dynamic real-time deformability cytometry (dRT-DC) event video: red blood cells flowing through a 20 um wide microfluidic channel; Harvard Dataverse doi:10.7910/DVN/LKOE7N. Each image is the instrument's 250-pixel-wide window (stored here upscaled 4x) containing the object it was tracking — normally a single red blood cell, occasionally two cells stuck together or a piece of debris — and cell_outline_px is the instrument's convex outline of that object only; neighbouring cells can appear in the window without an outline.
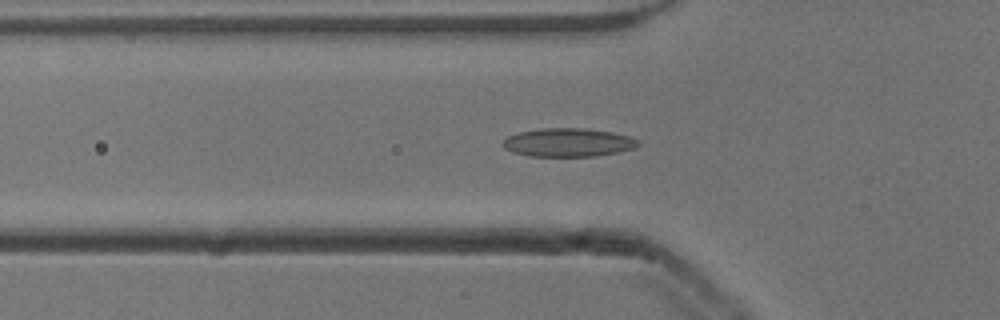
{"species": "common noctule bat (a hibernating species)", "species_latin": "Nyctalus noctula", "temperature_condition": "cold", "stored_images_in_passage": 24, "camera_frame_rate_fps": 3000, "um_per_image_px": 0.085, "animal": {"sex": "male", "body_mass_g": 13.3}, "frame": {"image": 1, "passage_image": 3, "time_ms": 0.667, "image_size_px": [1000, 320], "cell_outline_px": [[640, 144], [632, 148], [616, 152], [596, 156], [528, 156], [512, 152], [504, 148], [504, 140], [508, 136], [520, 132], [540, 128], [584, 128], [612, 132], [628, 136], [640, 140]], "centroid_in_image_um": [48.29, 12.11], "position_along_channel_um": 77.5, "area_um2": 22.31}}
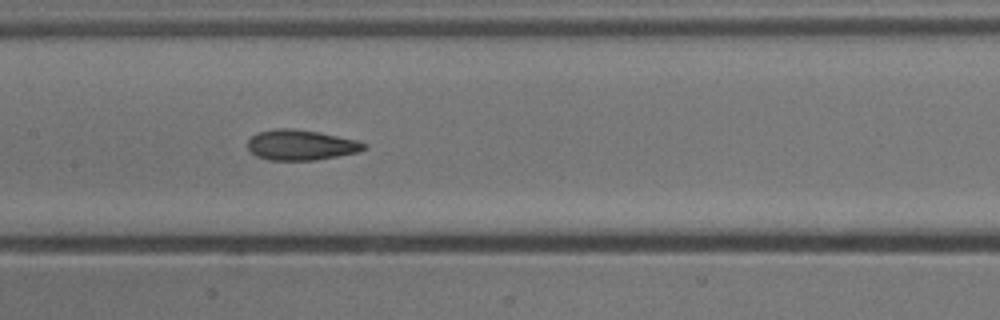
{"frame": {"image": 2, "passage_image": 11, "time_ms": 3.333, "image_size_px": [1000, 320], "cell_outline_px": [[368, 148], [356, 152], [316, 160], [268, 160], [256, 156], [248, 148], [248, 140], [256, 132], [276, 128], [292, 128], [320, 132], [356, 140], [368, 144]], "centroid_in_image_um": [25.57, 12.31], "position_along_channel_um": 181.8, "area_um2": 20.63}}
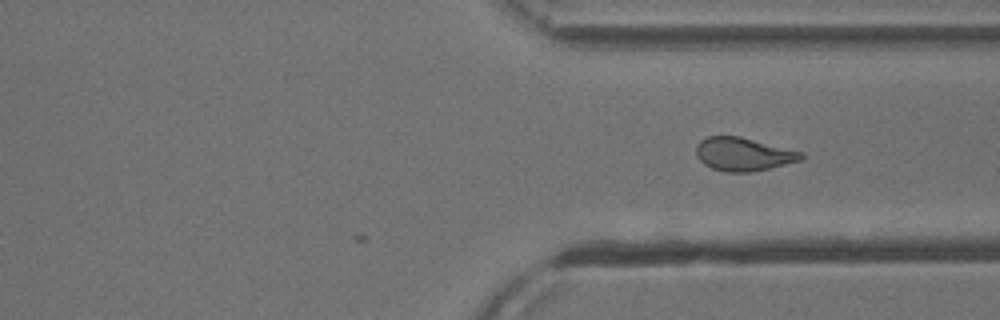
{"frame": {"image": 3, "passage_image": 24, "time_ms": 7.667, "image_size_px": [1000, 320], "cell_outline_px": [[804, 156], [800, 160], [752, 172], [724, 172], [712, 168], [704, 164], [696, 156], [696, 144], [700, 140], [708, 136], [740, 136], [804, 152]], "centroid_in_image_um": [63.16, 13.1], "position_along_channel_um": 348.2, "area_um2": 20.4}}